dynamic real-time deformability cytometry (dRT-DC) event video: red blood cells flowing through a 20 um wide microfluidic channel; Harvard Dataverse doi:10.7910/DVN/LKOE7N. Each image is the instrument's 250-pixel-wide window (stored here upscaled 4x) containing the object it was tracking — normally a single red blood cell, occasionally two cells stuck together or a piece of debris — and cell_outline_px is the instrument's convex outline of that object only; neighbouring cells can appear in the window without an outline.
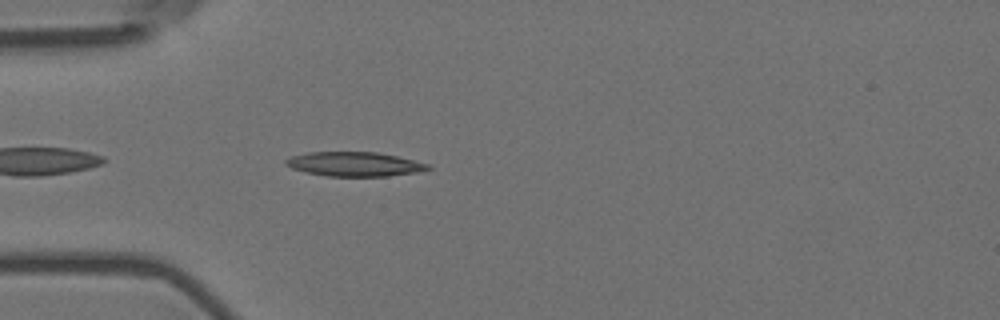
{"species": "Egyptian fruit bat (a non-hibernating species)", "species_latin": "Rousettus aegyptiacus", "temperature_condition": "room temperature", "stored_images_in_passage": 4, "camera_frame_rate_fps": 3000, "um_per_image_px": 0.085, "animal": {"sex": "female"}, "frame": {"image": 1, "passage_image": 4, "time_ms": 1.0, "image_size_px": [1000, 320], "cell_outline_px": [[432, 168], [416, 172], [388, 176], [328, 176], [308, 172], [292, 168], [284, 164], [284, 160], [292, 156], [308, 152], [376, 152], [396, 156], [428, 164]], "centroid_in_image_um": [30.1, 13.94], "position_along_channel_um": 54.9, "area_um2": 19.88}}